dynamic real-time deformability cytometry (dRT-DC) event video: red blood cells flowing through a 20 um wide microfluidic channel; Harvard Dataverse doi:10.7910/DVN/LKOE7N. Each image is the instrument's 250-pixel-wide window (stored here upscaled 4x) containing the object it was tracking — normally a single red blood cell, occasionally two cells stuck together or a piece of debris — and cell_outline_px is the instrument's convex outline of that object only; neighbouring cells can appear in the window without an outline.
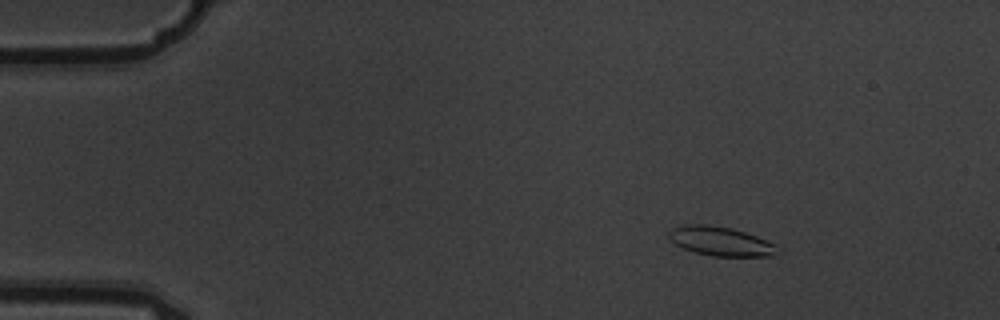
{"species": "common noctule bat (a hibernating species)", "species_latin": "Nyctalus noctula", "temperature_condition": "warm", "stored_images_in_passage": 15, "camera_frame_rate_fps": 3000, "um_per_image_px": 0.085, "animal": {"sex": "male", "body_mass_g": 19.5, "forearm_length_mm": 54.6}, "frame": {"image": 1, "passage_image": 3, "time_ms": 0.667, "image_size_px": [1000, 320], "cell_outline_px": [[776, 244], [772, 252], [768, 256], [712, 256], [696, 252], [684, 248], [676, 244], [668, 236], [668, 232], [672, 228], [684, 224], [708, 224], [732, 228], [756, 236]], "centroid_in_image_um": [61.17, 20.48], "position_along_channel_um": 23.8, "area_um2": 18.03}}
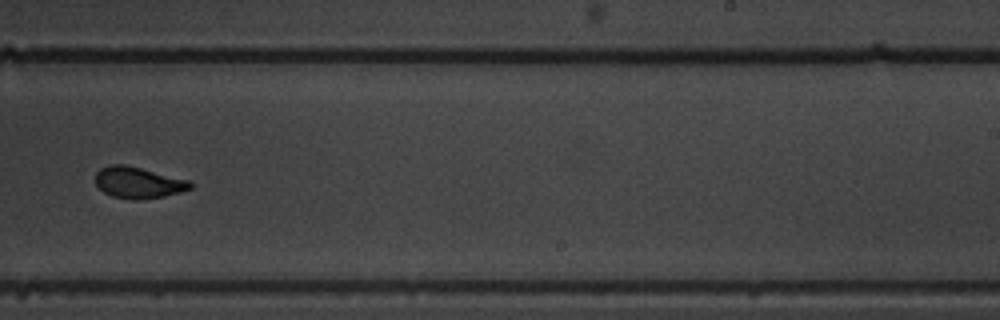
{"frame": {"image": 2, "passage_image": 10, "time_ms": 3.0, "image_size_px": [1000, 320], "cell_outline_px": [[192, 188], [180, 192], [164, 196], [136, 200], [132, 200], [112, 196], [104, 192], [96, 184], [96, 172], [100, 168], [108, 164], [124, 164], [188, 180], [192, 184]], "centroid_in_image_um": [11.72, 15.52], "position_along_channel_um": 277.3, "area_um2": 17.17}}
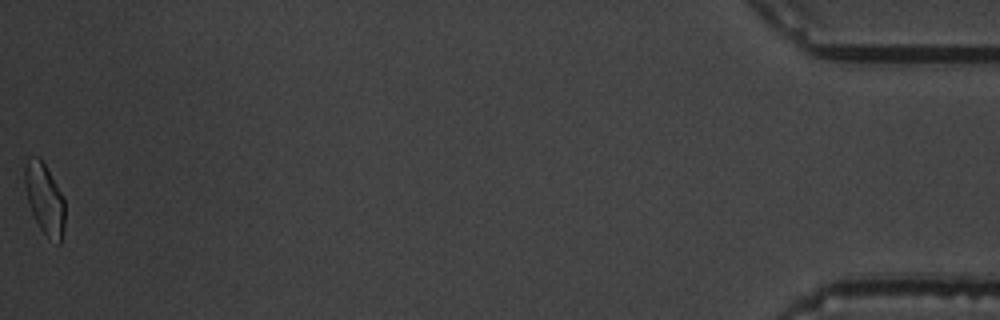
{"frame": {"image": 3, "passage_image": 15, "time_ms": 4.667, "image_size_px": [1000, 320], "cell_outline_px": [[64, 228], [60, 244], [48, 236], [40, 228], [32, 212], [28, 200], [24, 184], [24, 164], [28, 160], [36, 156], [40, 156], [60, 192], [64, 200]], "centroid_in_image_um": [3.78, 16.87], "position_along_channel_um": 431.4, "area_um2": 16.13}}